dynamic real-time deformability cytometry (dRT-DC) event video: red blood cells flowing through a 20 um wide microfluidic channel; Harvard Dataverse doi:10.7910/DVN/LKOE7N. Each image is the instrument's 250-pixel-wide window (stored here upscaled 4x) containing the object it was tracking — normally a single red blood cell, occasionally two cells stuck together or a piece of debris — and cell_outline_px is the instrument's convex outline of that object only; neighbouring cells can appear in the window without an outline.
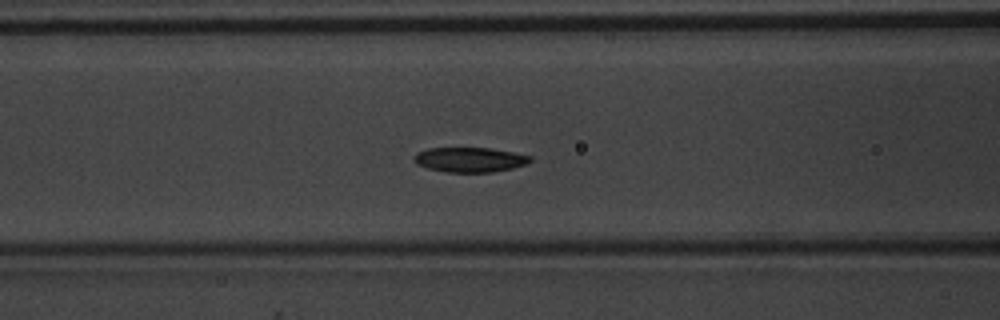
{"species": "common noctule bat (a hibernating species)", "species_latin": "Nyctalus noctula", "temperature_condition": "warm", "stored_images_in_passage": 44, "camera_frame_rate_fps": 3000, "um_per_image_px": 0.085, "animal": {"sex": "male", "body_mass_g": 20.1, "forearm_length_mm": 53.5}, "frame": {"image": 1, "passage_image": 13, "time_ms": 4.0, "image_size_px": [1000, 320], "cell_outline_px": [[532, 160], [524, 164], [512, 168], [492, 172], [448, 172], [428, 168], [416, 164], [412, 160], [412, 156], [416, 152], [428, 148], [492, 148], [532, 156]], "centroid_in_image_um": [39.88, 13.56], "position_along_channel_um": 126.7, "area_um2": 16.82}}
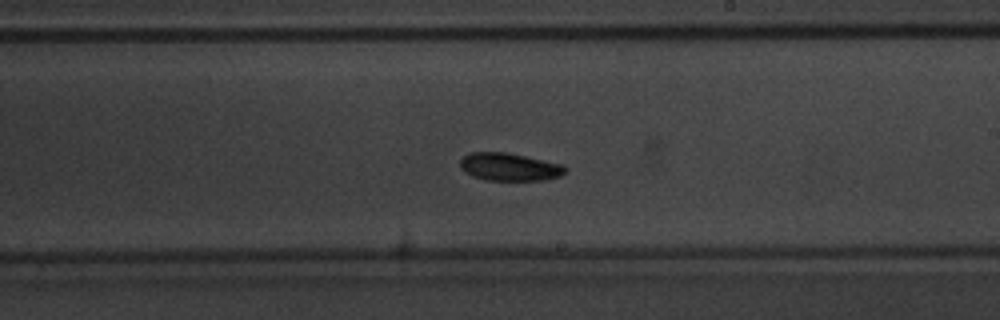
{"frame": {"image": 2, "passage_image": 22, "time_ms": 7.0, "image_size_px": [1000, 320], "cell_outline_px": [[568, 172], [564, 176], [548, 180], [488, 180], [472, 176], [460, 168], [460, 160], [464, 156], [472, 152], [508, 152], [564, 164], [568, 168]], "centroid_in_image_um": [43.4, 14.19], "position_along_channel_um": 245.6, "area_um2": 17.4}}
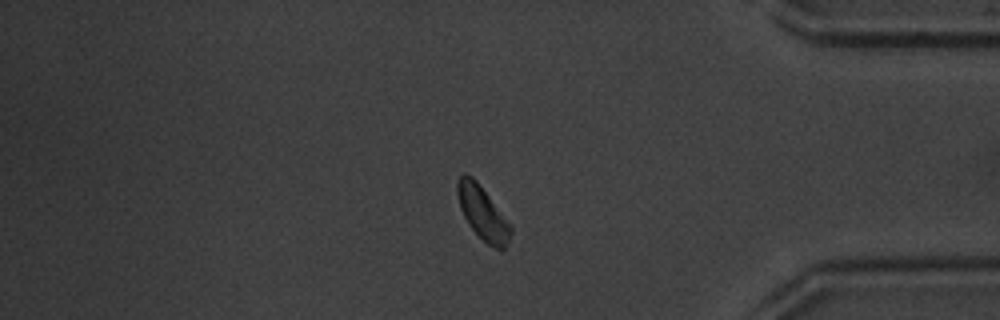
{"frame": {"image": 3, "passage_image": 35, "time_ms": 11.333, "image_size_px": [1000, 320], "cell_outline_px": [[512, 232], [508, 244], [504, 248], [492, 248], [468, 224], [460, 208], [456, 192], [456, 184], [460, 176], [464, 172], [472, 176], [476, 180], [512, 228]], "centroid_in_image_um": [40.99, 18.09], "position_along_channel_um": 394.2, "area_um2": 16.18}, "authors_computed_cell_mechanics": {"area_um2": 16.9354, "velocity_mm_per_s": 3.9716, "shape_relaxation_time_tau1_ms": 3.7114, "shape_relaxation_time_tau2_ms": null, "deformation_change_tau1": 0.1217, "deformation_change_tau2": null}}